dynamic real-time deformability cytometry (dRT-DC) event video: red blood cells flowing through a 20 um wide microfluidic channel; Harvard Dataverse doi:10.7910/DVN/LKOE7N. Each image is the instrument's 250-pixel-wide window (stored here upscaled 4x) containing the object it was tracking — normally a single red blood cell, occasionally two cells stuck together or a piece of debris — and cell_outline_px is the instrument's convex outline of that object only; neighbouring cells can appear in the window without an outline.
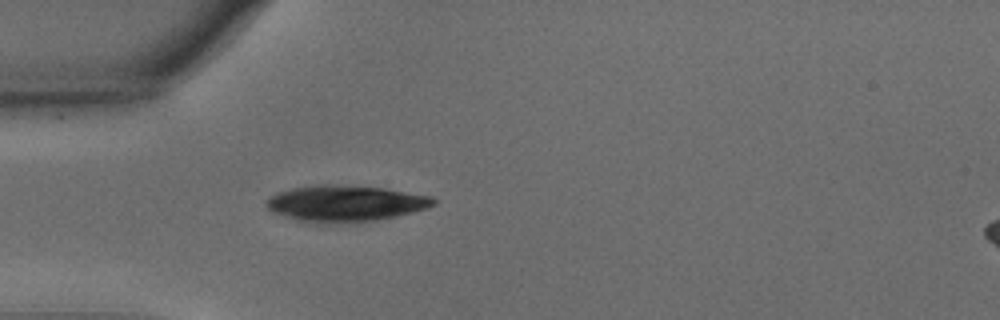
{"species": "common noctule bat (a hibernating species)", "species_latin": "Nyctalus noctula", "temperature_condition": "warm", "stored_images_in_passage": 40, "camera_frame_rate_fps": 3000, "um_per_image_px": 0.085, "animal": {"sex": "male", "body_mass_g": 15.6}, "frame": {"image": 1, "passage_image": 1, "time_ms": 0.0, "image_size_px": [1000, 320], "cell_outline_px": [[436, 204], [428, 208], [412, 212], [376, 220], [296, 220], [272, 212], [264, 204], [276, 192], [292, 188], [320, 184], [336, 184], [384, 188], [432, 196], [436, 200]], "centroid_in_image_um": [29.38, 17.23], "position_along_channel_um": 55.6, "area_um2": 34.16}}
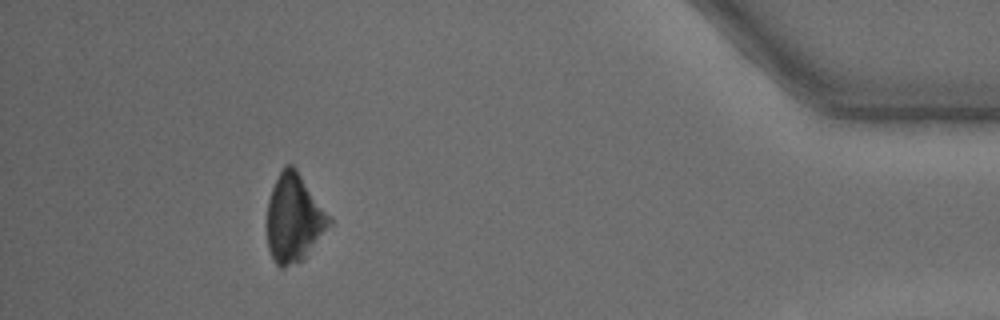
{"frame": {"image": 2, "passage_image": 35, "time_ms": 11.333, "image_size_px": [1000, 320], "cell_outline_px": [[332, 224], [304, 260], [284, 268], [280, 268], [276, 264], [268, 248], [268, 200], [272, 188], [284, 164], [292, 164], [296, 168], [332, 220]], "centroid_in_image_um": [25.0, 18.58], "position_along_channel_um": 410.2, "area_um2": 31.73}}